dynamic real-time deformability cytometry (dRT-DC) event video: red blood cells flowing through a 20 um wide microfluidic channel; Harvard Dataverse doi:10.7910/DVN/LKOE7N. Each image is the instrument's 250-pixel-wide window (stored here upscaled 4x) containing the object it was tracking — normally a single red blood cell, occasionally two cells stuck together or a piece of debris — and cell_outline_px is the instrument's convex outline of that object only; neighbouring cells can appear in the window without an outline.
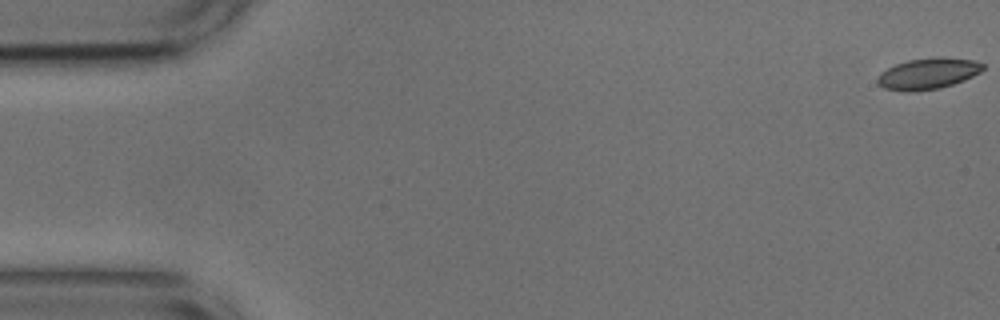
{"species": "common noctule bat (a hibernating species)", "species_latin": "Nyctalus noctula", "temperature_condition": "cold", "stored_images_in_passage": 13, "camera_frame_rate_fps": 3000, "um_per_image_px": 0.085, "animal": {"sex": "male", "body_mass_g": 17.9, "forearm_length_mm": 54.2}, "frame": {"image": 1, "passage_image": 1, "time_ms": 0.0, "image_size_px": [1000, 320], "cell_outline_px": [[984, 68], [980, 72], [964, 80], [940, 88], [884, 88], [876, 80], [880, 72], [896, 64], [908, 60], [972, 60], [984, 64]], "centroid_in_image_um": [78.89, 6.25], "position_along_channel_um": 6.1, "area_um2": 17.28}}
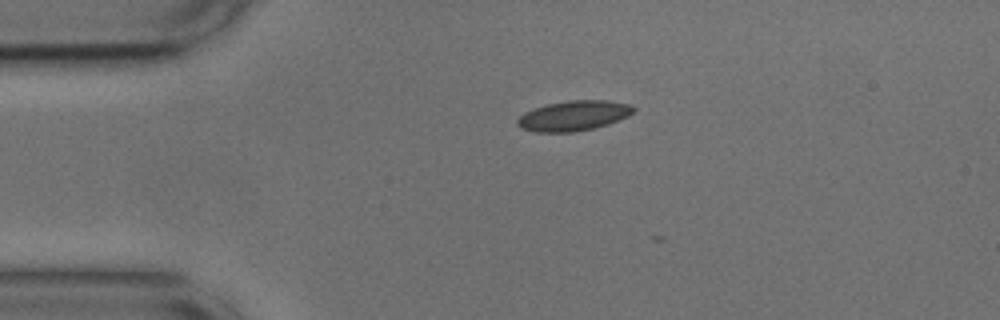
{"frame": {"image": 2, "passage_image": 12, "time_ms": 3.667, "image_size_px": [1000, 320], "cell_outline_px": [[636, 108], [628, 116], [608, 124], [592, 128], [572, 132], [536, 132], [520, 128], [516, 124], [516, 120], [524, 112], [548, 104], [568, 100], [604, 100], [628, 104]], "centroid_in_image_um": [48.72, 9.84], "position_along_channel_um": 36.3, "area_um2": 20.17}}